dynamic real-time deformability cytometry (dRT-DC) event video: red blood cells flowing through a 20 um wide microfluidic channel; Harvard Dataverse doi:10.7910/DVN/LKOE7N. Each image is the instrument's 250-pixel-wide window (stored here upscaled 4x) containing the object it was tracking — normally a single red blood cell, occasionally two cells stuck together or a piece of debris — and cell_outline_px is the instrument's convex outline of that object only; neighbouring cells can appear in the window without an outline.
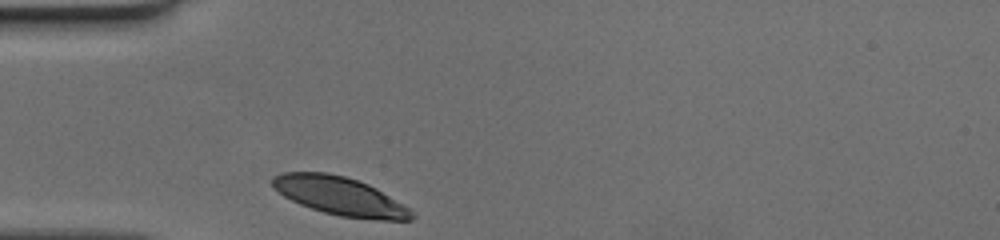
{"species": "human", "species_latin": "Homo sapiens", "temperature_condition": "cold", "stored_images_in_passage": 26, "camera_frame_rate_fps": 3000, "um_per_image_px": 0.085, "donor": {"sex": "female"}, "frame": {"image": 1, "passage_image": 1, "time_ms": 0.0, "image_size_px": [1000, 240], "cell_outline_px": [[416, 216], [412, 220], [380, 220], [340, 216], [324, 212], [300, 204], [284, 196], [272, 184], [272, 176], [284, 172], [328, 172], [344, 176], [368, 184], [376, 188], [408, 208]], "centroid_in_image_um": [28.89, 16.66], "position_along_channel_um": 56.1, "area_um2": 30.69}}
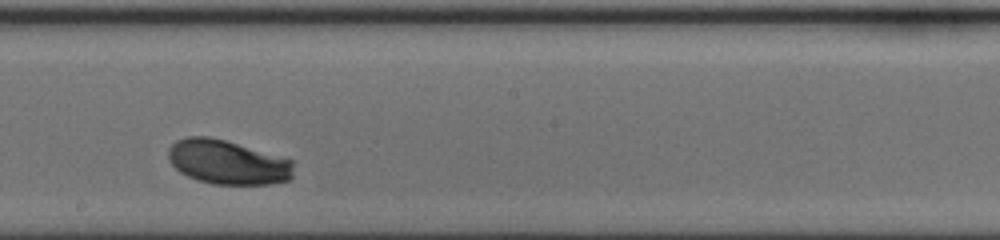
{"frame": {"image": 2, "passage_image": 15, "time_ms": 4.667, "image_size_px": [1000, 240], "cell_outline_px": [[292, 180], [272, 184], [212, 184], [196, 180], [180, 172], [168, 160], [168, 148], [176, 140], [188, 136], [208, 136], [224, 140], [292, 160]], "centroid_in_image_um": [19.31, 13.8], "position_along_channel_um": 228.9, "area_um2": 32.25}}
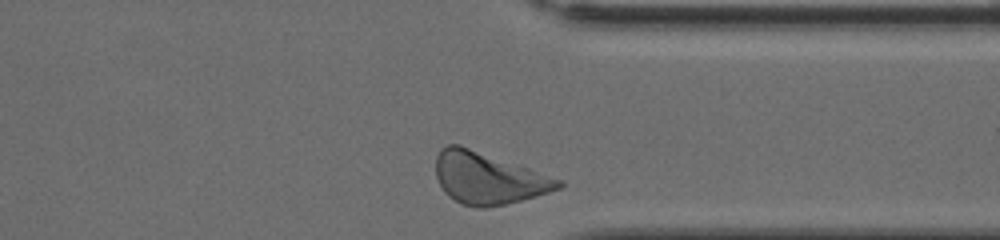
{"frame": {"image": 3, "passage_image": 26, "time_ms": 8.333, "image_size_px": [1000, 240], "cell_outline_px": [[564, 184], [560, 188], [548, 192], [520, 200], [504, 204], [484, 208], [476, 208], [460, 204], [448, 196], [444, 192], [436, 176], [436, 156], [440, 148], [448, 144], [460, 144], [528, 168], [560, 180]], "centroid_in_image_um": [41.42, 15.14], "position_along_channel_um": 370.0, "area_um2": 36.59}}